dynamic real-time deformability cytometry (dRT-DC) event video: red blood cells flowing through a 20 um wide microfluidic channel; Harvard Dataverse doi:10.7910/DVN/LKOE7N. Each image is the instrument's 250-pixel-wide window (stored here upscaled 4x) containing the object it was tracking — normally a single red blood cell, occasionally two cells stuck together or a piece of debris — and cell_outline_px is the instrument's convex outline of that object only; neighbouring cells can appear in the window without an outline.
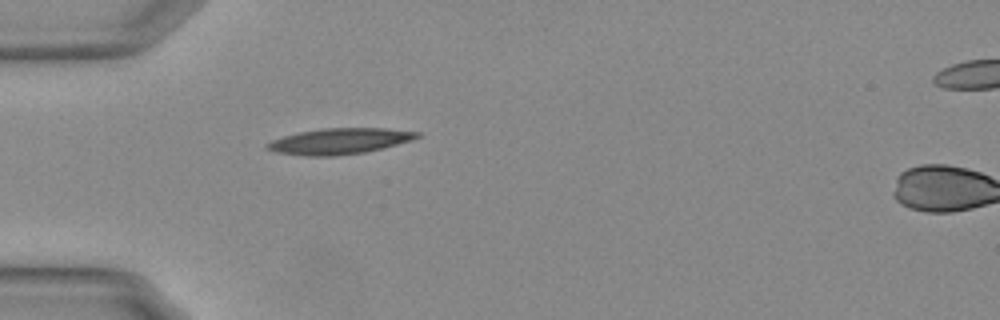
{"species": "Egyptian fruit bat (a non-hibernating species)", "species_latin": "Rousettus aegyptiacus", "temperature_condition": "warm", "stored_images_in_passage": 34, "camera_frame_rate_fps": 3000, "um_per_image_px": 0.085, "animal": {"sex": "female"}, "frame": {"image": 1, "passage_image": 1, "time_ms": 0.0, "image_size_px": [1000, 320], "cell_outline_px": [[420, 136], [412, 140], [364, 152], [336, 156], [304, 156], [276, 152], [264, 148], [264, 144], [272, 140], [284, 136], [300, 132], [320, 128], [384, 128], [420, 132]], "centroid_in_image_um": [28.8, 12.0], "position_along_channel_um": 56.2, "area_um2": 22.54}}
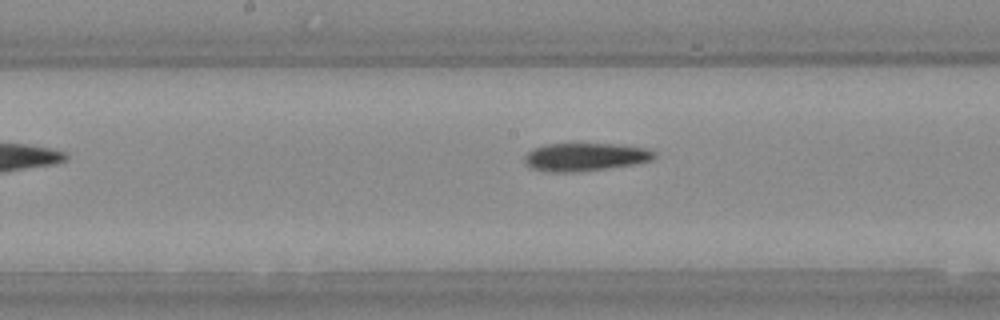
{"frame": {"image": 2, "passage_image": 13, "time_ms": 4.0, "image_size_px": [1000, 320], "cell_outline_px": [[656, 156], [652, 160], [632, 164], [576, 172], [548, 172], [532, 168], [524, 164], [524, 156], [532, 148], [544, 144], [616, 144], [648, 148], [656, 152]], "centroid_in_image_um": [49.7, 13.33], "position_along_channel_um": 198.5, "area_um2": 21.21}}
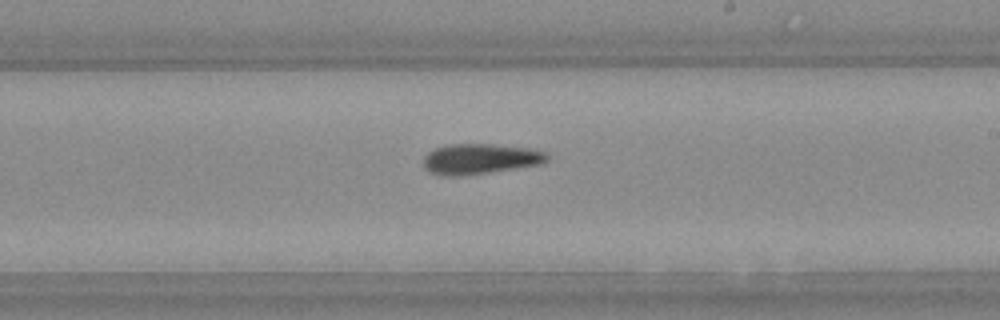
{"frame": {"image": 3, "passage_image": 17, "time_ms": 5.333, "image_size_px": [1000, 320], "cell_outline_px": [[548, 160], [540, 164], [464, 176], [440, 176], [428, 172], [424, 168], [424, 156], [428, 152], [444, 144], [492, 144], [528, 148], [544, 152], [548, 156]], "centroid_in_image_um": [40.74, 13.51], "position_along_channel_um": 248.3, "area_um2": 21.96}, "authors_computed_cell_mechanics": {"area_um2": 21.3571, "velocity_mm_per_s": 3.7469, "shape_relaxation_time_tau1_ms": 6.8594, "shape_relaxation_time_tau2_ms": 11.124, "deformation_change_tau1": 0.1999, "deformation_change_tau2": 0.236}}